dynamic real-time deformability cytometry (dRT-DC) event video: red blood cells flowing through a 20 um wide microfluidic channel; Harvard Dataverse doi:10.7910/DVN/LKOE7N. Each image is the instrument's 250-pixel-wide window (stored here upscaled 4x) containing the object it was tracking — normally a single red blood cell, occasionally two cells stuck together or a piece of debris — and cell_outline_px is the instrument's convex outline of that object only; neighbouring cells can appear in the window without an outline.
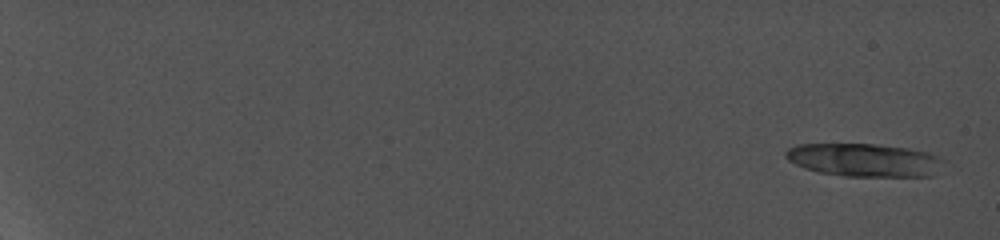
{"species": "common noctule bat (a hibernating species)", "species_latin": "Nyctalus noctula", "temperature_condition": "cold", "stored_images_in_passage": 6, "camera_frame_rate_fps": 5000, "um_per_image_px": 0.085, "animal": {"sex": "female", "body_mass_g": 19.0, "forearm_length_mm": 56.7}, "frame": {"image": 1, "passage_image": 1, "time_ms": 0.0, "image_size_px": [1000, 240], "cell_outline_px": [[944, 160], [932, 176], [844, 176], [820, 172], [804, 168], [788, 160], [784, 156], [784, 152], [788, 148], [796, 144], [876, 144], [908, 148], [928, 152]], "centroid_in_image_um": [73.41, 13.59], "position_along_channel_um": 11.6, "area_um2": 30.35}}